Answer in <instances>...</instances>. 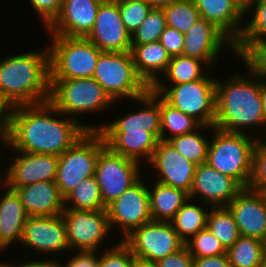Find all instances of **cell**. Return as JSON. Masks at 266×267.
Returning <instances> with one entry per match:
<instances>
[{"label":"cell","instance_id":"1","mask_svg":"<svg viewBox=\"0 0 266 267\" xmlns=\"http://www.w3.org/2000/svg\"><path fill=\"white\" fill-rule=\"evenodd\" d=\"M55 113L61 114L49 101L15 106L6 145L16 152L60 156L93 131V126L78 123L76 117L62 120L52 117Z\"/></svg>","mask_w":266,"mask_h":267},{"label":"cell","instance_id":"2","mask_svg":"<svg viewBox=\"0 0 266 267\" xmlns=\"http://www.w3.org/2000/svg\"><path fill=\"white\" fill-rule=\"evenodd\" d=\"M261 125L266 127L261 79L253 76L249 71L247 76L233 75L224 84L216 79L214 127L230 133H245L243 130L247 129L246 127L258 126L259 128ZM264 130L266 132V128Z\"/></svg>","mask_w":266,"mask_h":267},{"label":"cell","instance_id":"3","mask_svg":"<svg viewBox=\"0 0 266 267\" xmlns=\"http://www.w3.org/2000/svg\"><path fill=\"white\" fill-rule=\"evenodd\" d=\"M0 94L14 107L49 101V48L1 60Z\"/></svg>","mask_w":266,"mask_h":267},{"label":"cell","instance_id":"4","mask_svg":"<svg viewBox=\"0 0 266 267\" xmlns=\"http://www.w3.org/2000/svg\"><path fill=\"white\" fill-rule=\"evenodd\" d=\"M206 163L224 175L234 178L243 188L252 175L253 150L258 139L246 133H230L212 127ZM257 139V140H256Z\"/></svg>","mask_w":266,"mask_h":267},{"label":"cell","instance_id":"5","mask_svg":"<svg viewBox=\"0 0 266 267\" xmlns=\"http://www.w3.org/2000/svg\"><path fill=\"white\" fill-rule=\"evenodd\" d=\"M168 104L193 117L201 125L214 127L216 120V79L207 74L196 81L172 85L160 79L151 87Z\"/></svg>","mask_w":266,"mask_h":267},{"label":"cell","instance_id":"6","mask_svg":"<svg viewBox=\"0 0 266 267\" xmlns=\"http://www.w3.org/2000/svg\"><path fill=\"white\" fill-rule=\"evenodd\" d=\"M50 79L93 78L102 51L84 37L51 35Z\"/></svg>","mask_w":266,"mask_h":267},{"label":"cell","instance_id":"7","mask_svg":"<svg viewBox=\"0 0 266 267\" xmlns=\"http://www.w3.org/2000/svg\"><path fill=\"white\" fill-rule=\"evenodd\" d=\"M93 78L114 102L128 97L135 100L150 90L136 71L131 51L102 52Z\"/></svg>","mask_w":266,"mask_h":267},{"label":"cell","instance_id":"8","mask_svg":"<svg viewBox=\"0 0 266 267\" xmlns=\"http://www.w3.org/2000/svg\"><path fill=\"white\" fill-rule=\"evenodd\" d=\"M105 147V141L98 131H88L59 156L55 183L63 198L81 181L95 176L97 158Z\"/></svg>","mask_w":266,"mask_h":267},{"label":"cell","instance_id":"9","mask_svg":"<svg viewBox=\"0 0 266 267\" xmlns=\"http://www.w3.org/2000/svg\"><path fill=\"white\" fill-rule=\"evenodd\" d=\"M49 102L62 114L97 112L115 103L94 78L50 79Z\"/></svg>","mask_w":266,"mask_h":267},{"label":"cell","instance_id":"10","mask_svg":"<svg viewBox=\"0 0 266 267\" xmlns=\"http://www.w3.org/2000/svg\"><path fill=\"white\" fill-rule=\"evenodd\" d=\"M122 241L135 258L155 263L185 246L170 222L153 220L134 229Z\"/></svg>","mask_w":266,"mask_h":267},{"label":"cell","instance_id":"11","mask_svg":"<svg viewBox=\"0 0 266 267\" xmlns=\"http://www.w3.org/2000/svg\"><path fill=\"white\" fill-rule=\"evenodd\" d=\"M139 166V162L118 155L107 146L100 152L95 177L106 207L140 179Z\"/></svg>","mask_w":266,"mask_h":267},{"label":"cell","instance_id":"12","mask_svg":"<svg viewBox=\"0 0 266 267\" xmlns=\"http://www.w3.org/2000/svg\"><path fill=\"white\" fill-rule=\"evenodd\" d=\"M62 216L66 225L67 241L71 248L96 251L110 231L107 209L73 210L64 208Z\"/></svg>","mask_w":266,"mask_h":267},{"label":"cell","instance_id":"13","mask_svg":"<svg viewBox=\"0 0 266 267\" xmlns=\"http://www.w3.org/2000/svg\"><path fill=\"white\" fill-rule=\"evenodd\" d=\"M106 209L110 228L121 227L123 239L134 229L152 221L148 187L144 185L141 178L111 202Z\"/></svg>","mask_w":266,"mask_h":267},{"label":"cell","instance_id":"14","mask_svg":"<svg viewBox=\"0 0 266 267\" xmlns=\"http://www.w3.org/2000/svg\"><path fill=\"white\" fill-rule=\"evenodd\" d=\"M102 52L131 51V35L124 26L118 0H103L92 31L86 37Z\"/></svg>","mask_w":266,"mask_h":267},{"label":"cell","instance_id":"15","mask_svg":"<svg viewBox=\"0 0 266 267\" xmlns=\"http://www.w3.org/2000/svg\"><path fill=\"white\" fill-rule=\"evenodd\" d=\"M227 207L241 236L266 242V197L262 191L244 187Z\"/></svg>","mask_w":266,"mask_h":267},{"label":"cell","instance_id":"16","mask_svg":"<svg viewBox=\"0 0 266 267\" xmlns=\"http://www.w3.org/2000/svg\"><path fill=\"white\" fill-rule=\"evenodd\" d=\"M243 187L232 177L218 172L207 163L196 166L189 198H202L204 206L227 207Z\"/></svg>","mask_w":266,"mask_h":267},{"label":"cell","instance_id":"17","mask_svg":"<svg viewBox=\"0 0 266 267\" xmlns=\"http://www.w3.org/2000/svg\"><path fill=\"white\" fill-rule=\"evenodd\" d=\"M21 243L43 253L69 249L66 225L62 214L29 216L23 228Z\"/></svg>","mask_w":266,"mask_h":267},{"label":"cell","instance_id":"18","mask_svg":"<svg viewBox=\"0 0 266 267\" xmlns=\"http://www.w3.org/2000/svg\"><path fill=\"white\" fill-rule=\"evenodd\" d=\"M224 44L235 50V43L221 29L200 18L184 35L182 55L199 59L210 67Z\"/></svg>","mask_w":266,"mask_h":267},{"label":"cell","instance_id":"19","mask_svg":"<svg viewBox=\"0 0 266 267\" xmlns=\"http://www.w3.org/2000/svg\"><path fill=\"white\" fill-rule=\"evenodd\" d=\"M103 0H63L58 16L47 27L50 35L84 37L92 31Z\"/></svg>","mask_w":266,"mask_h":267},{"label":"cell","instance_id":"20","mask_svg":"<svg viewBox=\"0 0 266 267\" xmlns=\"http://www.w3.org/2000/svg\"><path fill=\"white\" fill-rule=\"evenodd\" d=\"M159 172L157 182L186 191L193 184L196 165L184 158L169 141L159 140L148 162Z\"/></svg>","mask_w":266,"mask_h":267},{"label":"cell","instance_id":"21","mask_svg":"<svg viewBox=\"0 0 266 267\" xmlns=\"http://www.w3.org/2000/svg\"><path fill=\"white\" fill-rule=\"evenodd\" d=\"M10 165L2 185L10 189L34 184L39 181H55L59 156L54 154H34L18 152Z\"/></svg>","mask_w":266,"mask_h":267},{"label":"cell","instance_id":"22","mask_svg":"<svg viewBox=\"0 0 266 267\" xmlns=\"http://www.w3.org/2000/svg\"><path fill=\"white\" fill-rule=\"evenodd\" d=\"M145 104L136 113H129L106 125L93 126V131L99 133H127L128 131H144L154 133L160 139V95L151 88L143 96L135 99Z\"/></svg>","mask_w":266,"mask_h":267},{"label":"cell","instance_id":"23","mask_svg":"<svg viewBox=\"0 0 266 267\" xmlns=\"http://www.w3.org/2000/svg\"><path fill=\"white\" fill-rule=\"evenodd\" d=\"M14 190L29 216H55L64 210V198L55 181H39Z\"/></svg>","mask_w":266,"mask_h":267},{"label":"cell","instance_id":"24","mask_svg":"<svg viewBox=\"0 0 266 267\" xmlns=\"http://www.w3.org/2000/svg\"><path fill=\"white\" fill-rule=\"evenodd\" d=\"M202 19L214 23L234 43L243 33L240 25L245 11L235 0H192ZM239 26V27H238Z\"/></svg>","mask_w":266,"mask_h":267},{"label":"cell","instance_id":"25","mask_svg":"<svg viewBox=\"0 0 266 267\" xmlns=\"http://www.w3.org/2000/svg\"><path fill=\"white\" fill-rule=\"evenodd\" d=\"M106 146L114 153L140 163L144 157L150 161L159 142V138L151 132L128 131L127 133H100Z\"/></svg>","mask_w":266,"mask_h":267},{"label":"cell","instance_id":"26","mask_svg":"<svg viewBox=\"0 0 266 267\" xmlns=\"http://www.w3.org/2000/svg\"><path fill=\"white\" fill-rule=\"evenodd\" d=\"M6 189L0 200V250L21 241L29 217L16 191L7 186Z\"/></svg>","mask_w":266,"mask_h":267},{"label":"cell","instance_id":"27","mask_svg":"<svg viewBox=\"0 0 266 267\" xmlns=\"http://www.w3.org/2000/svg\"><path fill=\"white\" fill-rule=\"evenodd\" d=\"M131 54L138 75L151 88L158 80V74L167 70L171 56L161 43L153 42L131 45Z\"/></svg>","mask_w":266,"mask_h":267},{"label":"cell","instance_id":"28","mask_svg":"<svg viewBox=\"0 0 266 267\" xmlns=\"http://www.w3.org/2000/svg\"><path fill=\"white\" fill-rule=\"evenodd\" d=\"M150 214L153 221L170 222L182 205L190 200L186 191L159 182L148 188Z\"/></svg>","mask_w":266,"mask_h":267},{"label":"cell","instance_id":"29","mask_svg":"<svg viewBox=\"0 0 266 267\" xmlns=\"http://www.w3.org/2000/svg\"><path fill=\"white\" fill-rule=\"evenodd\" d=\"M160 117H161V130L160 140L168 141L170 138L187 134L195 131L196 129L212 128L211 126L201 125L193 117L184 114L179 109L168 104L160 96ZM168 129V130H167ZM166 131L170 132L169 137H166Z\"/></svg>","mask_w":266,"mask_h":267},{"label":"cell","instance_id":"30","mask_svg":"<svg viewBox=\"0 0 266 267\" xmlns=\"http://www.w3.org/2000/svg\"><path fill=\"white\" fill-rule=\"evenodd\" d=\"M226 253L230 267H261L266 255V243L257 238L240 236Z\"/></svg>","mask_w":266,"mask_h":267},{"label":"cell","instance_id":"31","mask_svg":"<svg viewBox=\"0 0 266 267\" xmlns=\"http://www.w3.org/2000/svg\"><path fill=\"white\" fill-rule=\"evenodd\" d=\"M188 201L182 205L170 221L184 242L188 241L189 237L196 235L199 231L207 227L208 217V212H205L203 207Z\"/></svg>","mask_w":266,"mask_h":267},{"label":"cell","instance_id":"32","mask_svg":"<svg viewBox=\"0 0 266 267\" xmlns=\"http://www.w3.org/2000/svg\"><path fill=\"white\" fill-rule=\"evenodd\" d=\"M70 205H66L69 203ZM64 205L73 210H104L107 207L102 201L100 187L96 177L92 176L81 181L65 198Z\"/></svg>","mask_w":266,"mask_h":267},{"label":"cell","instance_id":"33","mask_svg":"<svg viewBox=\"0 0 266 267\" xmlns=\"http://www.w3.org/2000/svg\"><path fill=\"white\" fill-rule=\"evenodd\" d=\"M207 227L227 250L241 236L228 207H213L207 217Z\"/></svg>","mask_w":266,"mask_h":267},{"label":"cell","instance_id":"34","mask_svg":"<svg viewBox=\"0 0 266 267\" xmlns=\"http://www.w3.org/2000/svg\"><path fill=\"white\" fill-rule=\"evenodd\" d=\"M206 66L207 65L199 59L179 55L171 57L164 74L173 85H178L202 79L206 75L203 72L207 71L206 69L209 70Z\"/></svg>","mask_w":266,"mask_h":267},{"label":"cell","instance_id":"35","mask_svg":"<svg viewBox=\"0 0 266 267\" xmlns=\"http://www.w3.org/2000/svg\"><path fill=\"white\" fill-rule=\"evenodd\" d=\"M253 76L266 79V40L237 41L235 50Z\"/></svg>","mask_w":266,"mask_h":267},{"label":"cell","instance_id":"36","mask_svg":"<svg viewBox=\"0 0 266 267\" xmlns=\"http://www.w3.org/2000/svg\"><path fill=\"white\" fill-rule=\"evenodd\" d=\"M198 131L196 129L168 140L177 152L196 166L206 163L210 143Z\"/></svg>","mask_w":266,"mask_h":267},{"label":"cell","instance_id":"37","mask_svg":"<svg viewBox=\"0 0 266 267\" xmlns=\"http://www.w3.org/2000/svg\"><path fill=\"white\" fill-rule=\"evenodd\" d=\"M166 26L185 35L201 17L192 0H178L163 8Z\"/></svg>","mask_w":266,"mask_h":267},{"label":"cell","instance_id":"38","mask_svg":"<svg viewBox=\"0 0 266 267\" xmlns=\"http://www.w3.org/2000/svg\"><path fill=\"white\" fill-rule=\"evenodd\" d=\"M166 27L163 9L152 8L140 27L131 35V45L158 42Z\"/></svg>","mask_w":266,"mask_h":267},{"label":"cell","instance_id":"39","mask_svg":"<svg viewBox=\"0 0 266 267\" xmlns=\"http://www.w3.org/2000/svg\"><path fill=\"white\" fill-rule=\"evenodd\" d=\"M185 242V246L193 257H208L226 254V249L212 234L208 227L199 231Z\"/></svg>","mask_w":266,"mask_h":267},{"label":"cell","instance_id":"40","mask_svg":"<svg viewBox=\"0 0 266 267\" xmlns=\"http://www.w3.org/2000/svg\"><path fill=\"white\" fill-rule=\"evenodd\" d=\"M122 22L132 35L147 17L152 7L145 0H118Z\"/></svg>","mask_w":266,"mask_h":267},{"label":"cell","instance_id":"41","mask_svg":"<svg viewBox=\"0 0 266 267\" xmlns=\"http://www.w3.org/2000/svg\"><path fill=\"white\" fill-rule=\"evenodd\" d=\"M254 7V17L244 25L243 33L238 41L266 40V0H258L246 11Z\"/></svg>","mask_w":266,"mask_h":267},{"label":"cell","instance_id":"42","mask_svg":"<svg viewBox=\"0 0 266 267\" xmlns=\"http://www.w3.org/2000/svg\"><path fill=\"white\" fill-rule=\"evenodd\" d=\"M249 188L262 191L266 190V144L258 139L253 150L252 175Z\"/></svg>","mask_w":266,"mask_h":267},{"label":"cell","instance_id":"43","mask_svg":"<svg viewBox=\"0 0 266 267\" xmlns=\"http://www.w3.org/2000/svg\"><path fill=\"white\" fill-rule=\"evenodd\" d=\"M135 256L123 242L107 249L98 258V267H132Z\"/></svg>","mask_w":266,"mask_h":267},{"label":"cell","instance_id":"44","mask_svg":"<svg viewBox=\"0 0 266 267\" xmlns=\"http://www.w3.org/2000/svg\"><path fill=\"white\" fill-rule=\"evenodd\" d=\"M159 42L171 57L182 55L184 35L177 29L166 26Z\"/></svg>","mask_w":266,"mask_h":267},{"label":"cell","instance_id":"45","mask_svg":"<svg viewBox=\"0 0 266 267\" xmlns=\"http://www.w3.org/2000/svg\"><path fill=\"white\" fill-rule=\"evenodd\" d=\"M63 0H30L34 10L42 17L45 26H49L60 13Z\"/></svg>","mask_w":266,"mask_h":267},{"label":"cell","instance_id":"46","mask_svg":"<svg viewBox=\"0 0 266 267\" xmlns=\"http://www.w3.org/2000/svg\"><path fill=\"white\" fill-rule=\"evenodd\" d=\"M13 110L14 106L0 94V142L2 140L4 145L7 144L11 135Z\"/></svg>","mask_w":266,"mask_h":267},{"label":"cell","instance_id":"47","mask_svg":"<svg viewBox=\"0 0 266 267\" xmlns=\"http://www.w3.org/2000/svg\"><path fill=\"white\" fill-rule=\"evenodd\" d=\"M158 267H194L193 256L186 246L156 262Z\"/></svg>","mask_w":266,"mask_h":267},{"label":"cell","instance_id":"48","mask_svg":"<svg viewBox=\"0 0 266 267\" xmlns=\"http://www.w3.org/2000/svg\"><path fill=\"white\" fill-rule=\"evenodd\" d=\"M60 267H98L96 251H80Z\"/></svg>","mask_w":266,"mask_h":267},{"label":"cell","instance_id":"49","mask_svg":"<svg viewBox=\"0 0 266 267\" xmlns=\"http://www.w3.org/2000/svg\"><path fill=\"white\" fill-rule=\"evenodd\" d=\"M194 267H230L226 254L208 257H193Z\"/></svg>","mask_w":266,"mask_h":267},{"label":"cell","instance_id":"50","mask_svg":"<svg viewBox=\"0 0 266 267\" xmlns=\"http://www.w3.org/2000/svg\"><path fill=\"white\" fill-rule=\"evenodd\" d=\"M60 262H57L55 259L52 260H44V261H31V262H25L21 265H18L16 267H60ZM8 267H13L12 265L7 263ZM15 267V266H14Z\"/></svg>","mask_w":266,"mask_h":267},{"label":"cell","instance_id":"51","mask_svg":"<svg viewBox=\"0 0 266 267\" xmlns=\"http://www.w3.org/2000/svg\"><path fill=\"white\" fill-rule=\"evenodd\" d=\"M152 8L163 9L178 0H145Z\"/></svg>","mask_w":266,"mask_h":267},{"label":"cell","instance_id":"52","mask_svg":"<svg viewBox=\"0 0 266 267\" xmlns=\"http://www.w3.org/2000/svg\"><path fill=\"white\" fill-rule=\"evenodd\" d=\"M132 267H158V266L155 262H149L139 258H135Z\"/></svg>","mask_w":266,"mask_h":267},{"label":"cell","instance_id":"53","mask_svg":"<svg viewBox=\"0 0 266 267\" xmlns=\"http://www.w3.org/2000/svg\"><path fill=\"white\" fill-rule=\"evenodd\" d=\"M261 97H262L264 118L266 120V81L262 80H261Z\"/></svg>","mask_w":266,"mask_h":267},{"label":"cell","instance_id":"54","mask_svg":"<svg viewBox=\"0 0 266 267\" xmlns=\"http://www.w3.org/2000/svg\"><path fill=\"white\" fill-rule=\"evenodd\" d=\"M244 11H246L253 3L257 2L258 0H235Z\"/></svg>","mask_w":266,"mask_h":267},{"label":"cell","instance_id":"55","mask_svg":"<svg viewBox=\"0 0 266 267\" xmlns=\"http://www.w3.org/2000/svg\"><path fill=\"white\" fill-rule=\"evenodd\" d=\"M261 267H266V255H265V258L263 260V263H262Z\"/></svg>","mask_w":266,"mask_h":267},{"label":"cell","instance_id":"56","mask_svg":"<svg viewBox=\"0 0 266 267\" xmlns=\"http://www.w3.org/2000/svg\"><path fill=\"white\" fill-rule=\"evenodd\" d=\"M0 267H8L6 263H0Z\"/></svg>","mask_w":266,"mask_h":267}]
</instances>
